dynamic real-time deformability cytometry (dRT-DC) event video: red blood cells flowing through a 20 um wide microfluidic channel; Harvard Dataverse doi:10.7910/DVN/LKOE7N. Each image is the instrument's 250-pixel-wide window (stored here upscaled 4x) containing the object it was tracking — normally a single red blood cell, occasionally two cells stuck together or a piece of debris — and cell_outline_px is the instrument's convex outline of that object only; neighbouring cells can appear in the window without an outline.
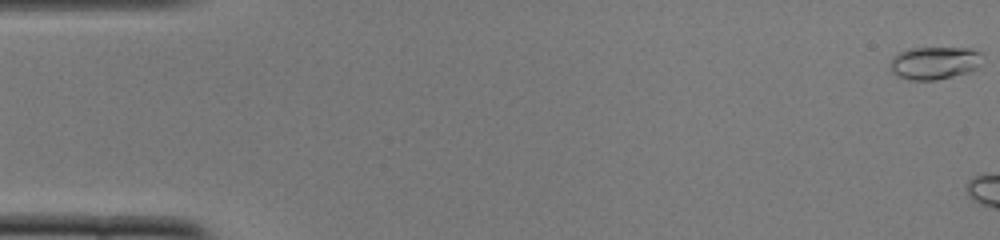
{"species": "common noctule bat (a hibernating species)", "species_latin": "Nyctalus noctula", "temperature_condition": "cold", "stored_images_in_passage": 5, "camera_frame_rate_fps": 3000, "um_per_image_px": 0.085, "animal": {"sex": "female", "body_mass_g": 22.0, "forearm_length_mm": 56.7}, "frame": {"image": 1, "passage_image": 1, "time_ms": 0.0, "image_size_px": [1000, 240], "cell_outline_px": [[980, 52], [976, 68], [968, 72], [936, 80], [908, 80], [896, 76], [888, 68], [888, 64], [892, 56], [908, 48], [972, 48]], "centroid_in_image_um": [79.31, 5.35], "position_along_channel_um": 5.7, "area_um2": 17.63}}